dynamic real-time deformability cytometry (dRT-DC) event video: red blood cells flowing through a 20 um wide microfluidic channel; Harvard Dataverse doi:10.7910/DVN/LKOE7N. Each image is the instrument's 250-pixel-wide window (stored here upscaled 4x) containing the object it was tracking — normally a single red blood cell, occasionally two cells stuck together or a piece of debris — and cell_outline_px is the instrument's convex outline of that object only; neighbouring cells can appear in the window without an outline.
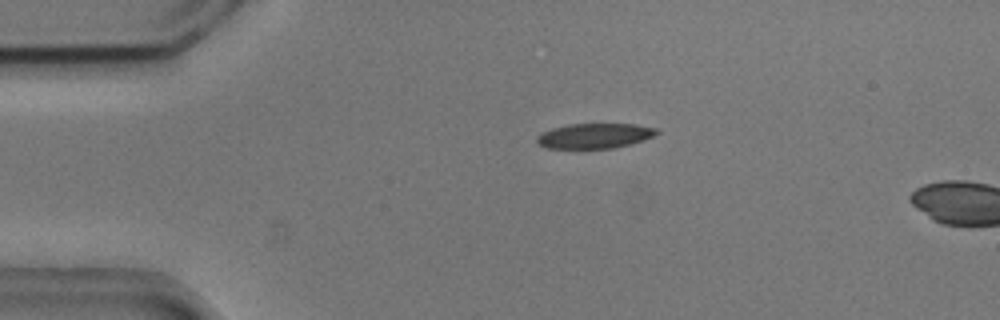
{"species": "common noctule bat (a hibernating species)", "species_latin": "Nyctalus noctula", "temperature_condition": "cold", "stored_images_in_passage": 11, "camera_frame_rate_fps": 3000, "um_per_image_px": 0.085, "animal": {"sex": "male", "body_mass_g": 20.5, "forearm_length_mm": 52.5}, "frame": {"image": 1, "passage_image": 8, "time_ms": 2.333, "image_size_px": [1000, 320], "cell_outline_px": [[660, 132], [644, 140], [632, 144], [612, 148], [544, 148], [536, 144], [536, 136], [552, 128], [568, 124], [636, 124], [656, 128]], "centroid_in_image_um": [50.53, 11.55], "position_along_channel_um": 34.5, "area_um2": 17.57}}